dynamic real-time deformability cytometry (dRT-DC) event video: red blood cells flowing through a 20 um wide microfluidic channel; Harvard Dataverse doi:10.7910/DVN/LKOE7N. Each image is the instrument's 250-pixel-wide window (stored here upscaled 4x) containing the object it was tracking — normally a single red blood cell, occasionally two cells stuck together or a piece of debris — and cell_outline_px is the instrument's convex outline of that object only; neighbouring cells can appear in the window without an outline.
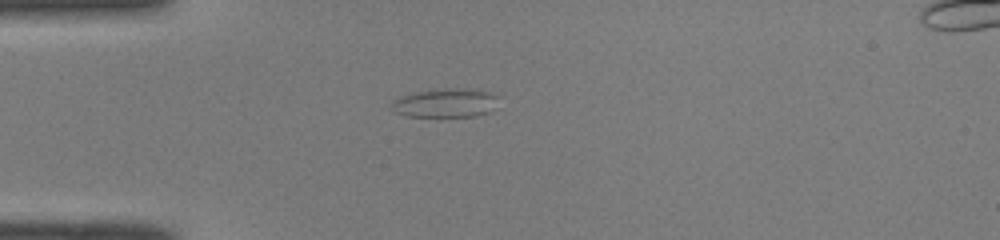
{"species": "common noctule bat (a hibernating species)", "species_latin": "Nyctalus noctula", "temperature_condition": "room temperature", "stored_images_in_passage": 37, "camera_frame_rate_fps": 3000, "um_per_image_px": 0.085, "animal": {"sex": "male", "body_mass_g": 19.0, "forearm_length_mm": 50.8}, "frame": {"image": 1, "passage_image": 1, "time_ms": 0.0, "image_size_px": [1000, 240], "cell_outline_px": [[500, 96], [496, 108], [488, 112], [476, 116], [404, 116], [396, 112], [388, 104], [392, 100], [400, 96], [416, 92], [444, 88], [472, 88], [488, 92]], "centroid_in_image_um": [37.89, 8.74], "position_along_channel_um": 47.1, "area_um2": 18.32}}
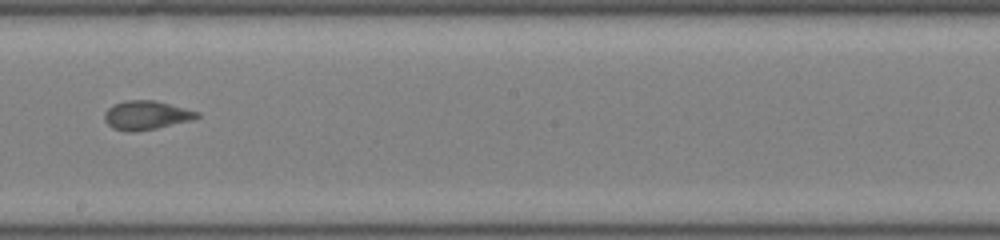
{"frame": {"image": 2, "passage_image": 16, "time_ms": 5.0, "image_size_px": [1000, 240], "cell_outline_px": [[200, 116], [192, 120], [156, 128], [132, 132], [128, 132], [112, 128], [104, 120], [104, 112], [112, 104], [124, 100], [156, 100], [200, 112]], "centroid_in_image_um": [12.41, 9.78], "position_along_channel_um": 235.8, "area_um2": 15.72}}
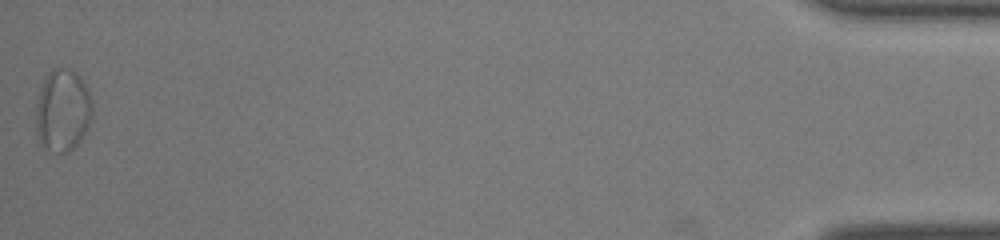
{"frame": {"image": 3, "passage_image": 37, "time_ms": 12.0, "image_size_px": [1000, 240], "cell_outline_px": [[92, 120], [88, 128], [80, 140], [68, 152], [60, 152], [48, 148], [40, 140], [36, 132], [36, 100], [40, 88], [48, 72], [52, 68], [68, 68], [76, 72], [80, 76], [92, 100]], "centroid_in_image_um": [5.33, 9.34], "position_along_channel_um": 429.9, "area_um2": 26.99}, "authors_computed_cell_mechanics": {"area_um2": 15.7794, "velocity_mm_per_s": 4.0983, "shape_relaxation_time_tau1_ms": null, "shape_relaxation_time_tau2_ms": 1.3962, "deformation_change_tau1": null, "deformation_change_tau2": 0.0786}}